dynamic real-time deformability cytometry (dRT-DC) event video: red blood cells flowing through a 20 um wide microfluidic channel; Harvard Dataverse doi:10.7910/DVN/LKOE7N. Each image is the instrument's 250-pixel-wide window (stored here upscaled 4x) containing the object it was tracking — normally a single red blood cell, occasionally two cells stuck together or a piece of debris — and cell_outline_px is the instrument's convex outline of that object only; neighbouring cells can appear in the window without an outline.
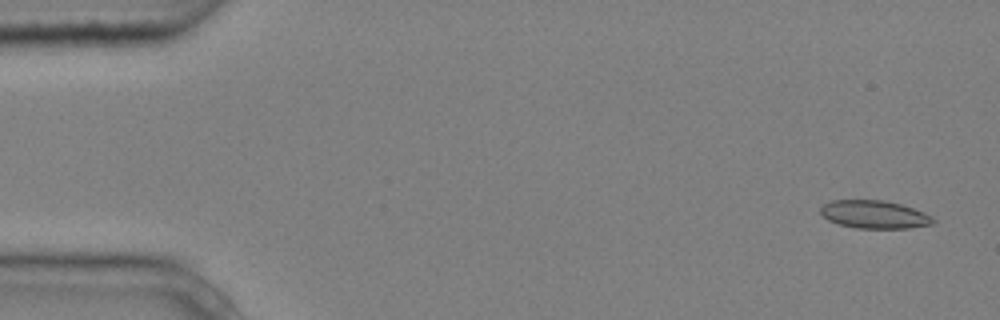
{"species": "common noctule bat (a hibernating species)", "species_latin": "Nyctalus noctula", "temperature_condition": "cold", "stored_images_in_passage": 5, "camera_frame_rate_fps": 3000, "um_per_image_px": 0.085, "animal": {"sex": "male", "body_mass_g": 20.4}, "frame": {"image": 1, "passage_image": 1, "time_ms": 0.0, "image_size_px": [1000, 320], "cell_outline_px": [[936, 224], [908, 228], [856, 228], [840, 224], [828, 220], [820, 212], [820, 208], [824, 204], [832, 200], [884, 200], [900, 204], [924, 212], [932, 216], [936, 220]], "centroid_in_image_um": [74.36, 18.23], "position_along_channel_um": 10.6, "area_um2": 18.38}}